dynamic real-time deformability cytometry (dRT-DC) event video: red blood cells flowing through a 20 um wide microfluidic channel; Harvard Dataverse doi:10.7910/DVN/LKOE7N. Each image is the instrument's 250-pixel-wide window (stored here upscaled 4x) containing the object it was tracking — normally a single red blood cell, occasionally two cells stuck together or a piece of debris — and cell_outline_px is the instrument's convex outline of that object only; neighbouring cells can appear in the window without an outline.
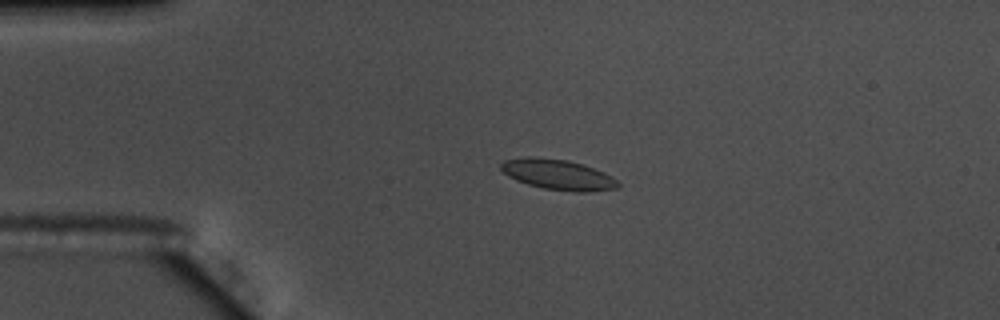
{"species": "common noctule bat (a hibernating species)", "species_latin": "Nyctalus noctula", "temperature_condition": "warm", "stored_images_in_passage": 48, "camera_frame_rate_fps": 3000, "um_per_image_px": 0.085, "animal": {"sex": "male", "body_mass_g": 17.5, "forearm_length_mm": 52.3}, "frame": {"image": 1, "passage_image": 5, "time_ms": 1.333, "image_size_px": [1000, 320], "cell_outline_px": [[620, 188], [588, 192], [576, 192], [544, 188], [528, 184], [516, 180], [508, 176], [500, 168], [500, 164], [504, 160], [528, 156], [532, 156], [568, 160], [584, 164], [604, 172], [612, 176], [620, 184]], "centroid_in_image_um": [47.45, 14.83], "position_along_channel_um": 37.6, "area_um2": 20.87}}
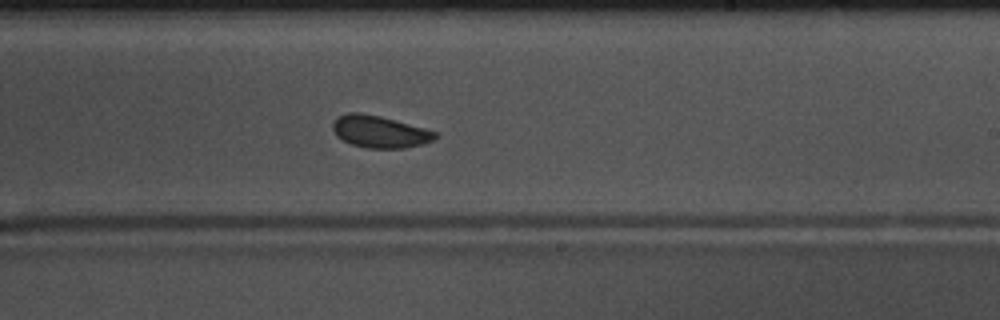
{"frame": {"image": 2, "passage_image": 26, "time_ms": 8.333, "image_size_px": [1000, 320], "cell_outline_px": [[440, 136], [424, 144], [404, 148], [368, 148], [352, 144], [336, 136], [332, 128], [332, 124], [340, 116], [348, 112], [360, 112], [380, 116], [440, 132]], "centroid_in_image_um": [32.33, 11.19], "position_along_channel_um": 256.7, "area_um2": 19.19}}
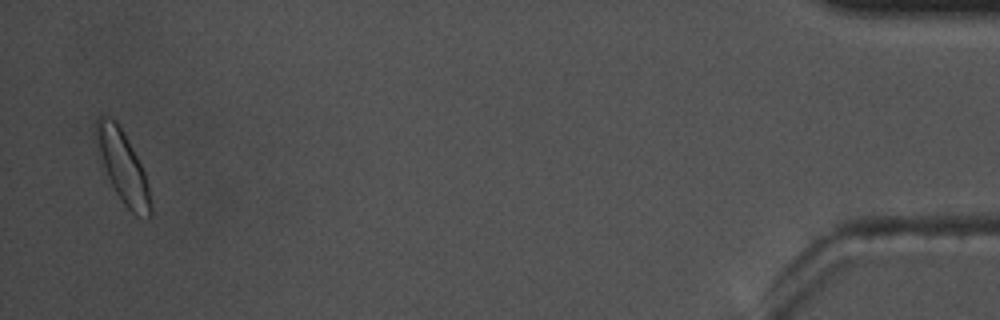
{"frame": {"image": 3, "passage_image": 47, "time_ms": 15.333, "image_size_px": [1000, 320], "cell_outline_px": [[152, 216], [148, 220], [136, 216], [120, 200], [112, 188], [104, 164], [96, 132], [96, 120], [100, 116], [108, 116], [120, 124], [144, 172], [152, 200]], "centroid_in_image_um": [10.51, 14.27], "position_along_channel_um": 424.7, "area_um2": 22.25}, "authors_computed_cell_mechanics": {"area_um2": 19.6809, "velocity_mm_per_s": 3.6295, "shape_relaxation_time_tau1_ms": 6.4851, "shape_relaxation_time_tau2_ms": 0.8578, "deformation_change_tau1": 0.142, "deformation_change_tau2": 0.0501}}